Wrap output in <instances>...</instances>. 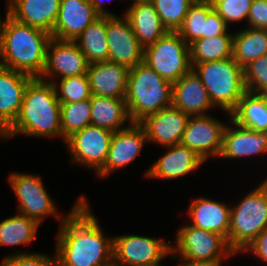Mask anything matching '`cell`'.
Masks as SVG:
<instances>
[{
	"mask_svg": "<svg viewBox=\"0 0 267 266\" xmlns=\"http://www.w3.org/2000/svg\"><path fill=\"white\" fill-rule=\"evenodd\" d=\"M85 197L80 195L60 224L56 266H113V237L105 236Z\"/></svg>",
	"mask_w": 267,
	"mask_h": 266,
	"instance_id": "1",
	"label": "cell"
},
{
	"mask_svg": "<svg viewBox=\"0 0 267 266\" xmlns=\"http://www.w3.org/2000/svg\"><path fill=\"white\" fill-rule=\"evenodd\" d=\"M19 134L63 140L61 103L53 83L39 78L28 83L18 117L0 137L8 141Z\"/></svg>",
	"mask_w": 267,
	"mask_h": 266,
	"instance_id": "2",
	"label": "cell"
},
{
	"mask_svg": "<svg viewBox=\"0 0 267 266\" xmlns=\"http://www.w3.org/2000/svg\"><path fill=\"white\" fill-rule=\"evenodd\" d=\"M51 34L14 20L6 14L2 28L0 66L39 78Z\"/></svg>",
	"mask_w": 267,
	"mask_h": 266,
	"instance_id": "3",
	"label": "cell"
},
{
	"mask_svg": "<svg viewBox=\"0 0 267 266\" xmlns=\"http://www.w3.org/2000/svg\"><path fill=\"white\" fill-rule=\"evenodd\" d=\"M172 84L146 63L129 69L125 103L132 123L172 105Z\"/></svg>",
	"mask_w": 267,
	"mask_h": 266,
	"instance_id": "4",
	"label": "cell"
},
{
	"mask_svg": "<svg viewBox=\"0 0 267 266\" xmlns=\"http://www.w3.org/2000/svg\"><path fill=\"white\" fill-rule=\"evenodd\" d=\"M192 69L200 77L213 106H219L231 118L246 92L243 68L231 57L199 63Z\"/></svg>",
	"mask_w": 267,
	"mask_h": 266,
	"instance_id": "5",
	"label": "cell"
},
{
	"mask_svg": "<svg viewBox=\"0 0 267 266\" xmlns=\"http://www.w3.org/2000/svg\"><path fill=\"white\" fill-rule=\"evenodd\" d=\"M267 228V178L230 208L228 246L237 254Z\"/></svg>",
	"mask_w": 267,
	"mask_h": 266,
	"instance_id": "6",
	"label": "cell"
},
{
	"mask_svg": "<svg viewBox=\"0 0 267 266\" xmlns=\"http://www.w3.org/2000/svg\"><path fill=\"white\" fill-rule=\"evenodd\" d=\"M235 254L220 234L189 224L178 229L175 244L171 245L172 261L219 260Z\"/></svg>",
	"mask_w": 267,
	"mask_h": 266,
	"instance_id": "7",
	"label": "cell"
},
{
	"mask_svg": "<svg viewBox=\"0 0 267 266\" xmlns=\"http://www.w3.org/2000/svg\"><path fill=\"white\" fill-rule=\"evenodd\" d=\"M143 62L171 84L192 69L189 45L171 31L144 48Z\"/></svg>",
	"mask_w": 267,
	"mask_h": 266,
	"instance_id": "8",
	"label": "cell"
},
{
	"mask_svg": "<svg viewBox=\"0 0 267 266\" xmlns=\"http://www.w3.org/2000/svg\"><path fill=\"white\" fill-rule=\"evenodd\" d=\"M8 176L10 186L19 201L18 213L35 219L39 224L47 216H53L60 224L66 219L68 214H59L40 175L13 172Z\"/></svg>",
	"mask_w": 267,
	"mask_h": 266,
	"instance_id": "9",
	"label": "cell"
},
{
	"mask_svg": "<svg viewBox=\"0 0 267 266\" xmlns=\"http://www.w3.org/2000/svg\"><path fill=\"white\" fill-rule=\"evenodd\" d=\"M171 244L161 238L141 235H118L113 237V266L161 264L171 256Z\"/></svg>",
	"mask_w": 267,
	"mask_h": 266,
	"instance_id": "10",
	"label": "cell"
},
{
	"mask_svg": "<svg viewBox=\"0 0 267 266\" xmlns=\"http://www.w3.org/2000/svg\"><path fill=\"white\" fill-rule=\"evenodd\" d=\"M114 132L88 125L65 140L71 162L93 169L96 173L105 163Z\"/></svg>",
	"mask_w": 267,
	"mask_h": 266,
	"instance_id": "11",
	"label": "cell"
},
{
	"mask_svg": "<svg viewBox=\"0 0 267 266\" xmlns=\"http://www.w3.org/2000/svg\"><path fill=\"white\" fill-rule=\"evenodd\" d=\"M88 67L86 56L74 41L52 37L47 46L45 66L39 79L53 83L59 77L61 79L86 74Z\"/></svg>",
	"mask_w": 267,
	"mask_h": 266,
	"instance_id": "12",
	"label": "cell"
},
{
	"mask_svg": "<svg viewBox=\"0 0 267 266\" xmlns=\"http://www.w3.org/2000/svg\"><path fill=\"white\" fill-rule=\"evenodd\" d=\"M227 124L207 115L190 116L181 144L193 150L201 159L219 157Z\"/></svg>",
	"mask_w": 267,
	"mask_h": 266,
	"instance_id": "13",
	"label": "cell"
},
{
	"mask_svg": "<svg viewBox=\"0 0 267 266\" xmlns=\"http://www.w3.org/2000/svg\"><path fill=\"white\" fill-rule=\"evenodd\" d=\"M106 35L109 48L108 61L134 68L143 62L144 48L124 15H107Z\"/></svg>",
	"mask_w": 267,
	"mask_h": 266,
	"instance_id": "14",
	"label": "cell"
},
{
	"mask_svg": "<svg viewBox=\"0 0 267 266\" xmlns=\"http://www.w3.org/2000/svg\"><path fill=\"white\" fill-rule=\"evenodd\" d=\"M147 142L144 128L139 123H130L123 130L113 133L104 165L96 177L107 178L115 170L127 167L140 154Z\"/></svg>",
	"mask_w": 267,
	"mask_h": 266,
	"instance_id": "15",
	"label": "cell"
},
{
	"mask_svg": "<svg viewBox=\"0 0 267 266\" xmlns=\"http://www.w3.org/2000/svg\"><path fill=\"white\" fill-rule=\"evenodd\" d=\"M190 115L173 105L146 116L139 124L144 128L147 142L160 146L180 144Z\"/></svg>",
	"mask_w": 267,
	"mask_h": 266,
	"instance_id": "16",
	"label": "cell"
},
{
	"mask_svg": "<svg viewBox=\"0 0 267 266\" xmlns=\"http://www.w3.org/2000/svg\"><path fill=\"white\" fill-rule=\"evenodd\" d=\"M100 14L90 0H60L57 20L51 36L74 41Z\"/></svg>",
	"mask_w": 267,
	"mask_h": 266,
	"instance_id": "17",
	"label": "cell"
},
{
	"mask_svg": "<svg viewBox=\"0 0 267 266\" xmlns=\"http://www.w3.org/2000/svg\"><path fill=\"white\" fill-rule=\"evenodd\" d=\"M33 77L0 66V136L19 115L25 89Z\"/></svg>",
	"mask_w": 267,
	"mask_h": 266,
	"instance_id": "18",
	"label": "cell"
},
{
	"mask_svg": "<svg viewBox=\"0 0 267 266\" xmlns=\"http://www.w3.org/2000/svg\"><path fill=\"white\" fill-rule=\"evenodd\" d=\"M224 131L222 150L218 158L238 159L267 153V132L251 130L232 119ZM261 154V155H259Z\"/></svg>",
	"mask_w": 267,
	"mask_h": 266,
	"instance_id": "19",
	"label": "cell"
},
{
	"mask_svg": "<svg viewBox=\"0 0 267 266\" xmlns=\"http://www.w3.org/2000/svg\"><path fill=\"white\" fill-rule=\"evenodd\" d=\"M167 152L159 157L150 168L145 171L147 178L153 179H177L185 177L195 169L204 164L201 159L193 150L181 143L166 146Z\"/></svg>",
	"mask_w": 267,
	"mask_h": 266,
	"instance_id": "20",
	"label": "cell"
},
{
	"mask_svg": "<svg viewBox=\"0 0 267 266\" xmlns=\"http://www.w3.org/2000/svg\"><path fill=\"white\" fill-rule=\"evenodd\" d=\"M7 13L14 20L52 33L60 0H8Z\"/></svg>",
	"mask_w": 267,
	"mask_h": 266,
	"instance_id": "21",
	"label": "cell"
},
{
	"mask_svg": "<svg viewBox=\"0 0 267 266\" xmlns=\"http://www.w3.org/2000/svg\"><path fill=\"white\" fill-rule=\"evenodd\" d=\"M172 105L190 115H207L214 108L200 77L191 69L172 84Z\"/></svg>",
	"mask_w": 267,
	"mask_h": 266,
	"instance_id": "22",
	"label": "cell"
},
{
	"mask_svg": "<svg viewBox=\"0 0 267 266\" xmlns=\"http://www.w3.org/2000/svg\"><path fill=\"white\" fill-rule=\"evenodd\" d=\"M129 69L115 62L89 64L87 77L92 95L125 99Z\"/></svg>",
	"mask_w": 267,
	"mask_h": 266,
	"instance_id": "23",
	"label": "cell"
},
{
	"mask_svg": "<svg viewBox=\"0 0 267 266\" xmlns=\"http://www.w3.org/2000/svg\"><path fill=\"white\" fill-rule=\"evenodd\" d=\"M230 206L206 197L195 198L187 211L190 225L223 236L228 243L230 228Z\"/></svg>",
	"mask_w": 267,
	"mask_h": 266,
	"instance_id": "24",
	"label": "cell"
},
{
	"mask_svg": "<svg viewBox=\"0 0 267 266\" xmlns=\"http://www.w3.org/2000/svg\"><path fill=\"white\" fill-rule=\"evenodd\" d=\"M124 15L130 21L132 30L143 48L154 44L168 32L151 1L132 3Z\"/></svg>",
	"mask_w": 267,
	"mask_h": 266,
	"instance_id": "25",
	"label": "cell"
},
{
	"mask_svg": "<svg viewBox=\"0 0 267 266\" xmlns=\"http://www.w3.org/2000/svg\"><path fill=\"white\" fill-rule=\"evenodd\" d=\"M91 104V125L116 132L127 128L125 123H132L125 99H117L92 95Z\"/></svg>",
	"mask_w": 267,
	"mask_h": 266,
	"instance_id": "26",
	"label": "cell"
},
{
	"mask_svg": "<svg viewBox=\"0 0 267 266\" xmlns=\"http://www.w3.org/2000/svg\"><path fill=\"white\" fill-rule=\"evenodd\" d=\"M231 119L238 125L260 132H267V95L246 91Z\"/></svg>",
	"mask_w": 267,
	"mask_h": 266,
	"instance_id": "27",
	"label": "cell"
},
{
	"mask_svg": "<svg viewBox=\"0 0 267 266\" xmlns=\"http://www.w3.org/2000/svg\"><path fill=\"white\" fill-rule=\"evenodd\" d=\"M264 55H267L266 29L246 27L234 32L232 57L242 68Z\"/></svg>",
	"mask_w": 267,
	"mask_h": 266,
	"instance_id": "28",
	"label": "cell"
},
{
	"mask_svg": "<svg viewBox=\"0 0 267 266\" xmlns=\"http://www.w3.org/2000/svg\"><path fill=\"white\" fill-rule=\"evenodd\" d=\"M107 15L98 17L75 40L89 64L108 61Z\"/></svg>",
	"mask_w": 267,
	"mask_h": 266,
	"instance_id": "29",
	"label": "cell"
},
{
	"mask_svg": "<svg viewBox=\"0 0 267 266\" xmlns=\"http://www.w3.org/2000/svg\"><path fill=\"white\" fill-rule=\"evenodd\" d=\"M234 33L212 38H199L189 44L190 62L196 64L231 58L233 56Z\"/></svg>",
	"mask_w": 267,
	"mask_h": 266,
	"instance_id": "30",
	"label": "cell"
},
{
	"mask_svg": "<svg viewBox=\"0 0 267 266\" xmlns=\"http://www.w3.org/2000/svg\"><path fill=\"white\" fill-rule=\"evenodd\" d=\"M39 224L35 219L17 213L0 222V246L29 245L36 237Z\"/></svg>",
	"mask_w": 267,
	"mask_h": 266,
	"instance_id": "31",
	"label": "cell"
},
{
	"mask_svg": "<svg viewBox=\"0 0 267 266\" xmlns=\"http://www.w3.org/2000/svg\"><path fill=\"white\" fill-rule=\"evenodd\" d=\"M212 9L210 0H196L188 9L183 24L177 30L188 45L196 39L205 38V20Z\"/></svg>",
	"mask_w": 267,
	"mask_h": 266,
	"instance_id": "32",
	"label": "cell"
},
{
	"mask_svg": "<svg viewBox=\"0 0 267 266\" xmlns=\"http://www.w3.org/2000/svg\"><path fill=\"white\" fill-rule=\"evenodd\" d=\"M91 124L90 99L61 103V128L63 141Z\"/></svg>",
	"mask_w": 267,
	"mask_h": 266,
	"instance_id": "33",
	"label": "cell"
},
{
	"mask_svg": "<svg viewBox=\"0 0 267 266\" xmlns=\"http://www.w3.org/2000/svg\"><path fill=\"white\" fill-rule=\"evenodd\" d=\"M155 6L163 26L171 32L177 30L183 24L188 9L196 0H151Z\"/></svg>",
	"mask_w": 267,
	"mask_h": 266,
	"instance_id": "34",
	"label": "cell"
},
{
	"mask_svg": "<svg viewBox=\"0 0 267 266\" xmlns=\"http://www.w3.org/2000/svg\"><path fill=\"white\" fill-rule=\"evenodd\" d=\"M59 80V84L57 81L53 84L60 103H73L91 98L92 93L87 74Z\"/></svg>",
	"mask_w": 267,
	"mask_h": 266,
	"instance_id": "35",
	"label": "cell"
},
{
	"mask_svg": "<svg viewBox=\"0 0 267 266\" xmlns=\"http://www.w3.org/2000/svg\"><path fill=\"white\" fill-rule=\"evenodd\" d=\"M243 72L246 91L267 95V55L251 61Z\"/></svg>",
	"mask_w": 267,
	"mask_h": 266,
	"instance_id": "36",
	"label": "cell"
},
{
	"mask_svg": "<svg viewBox=\"0 0 267 266\" xmlns=\"http://www.w3.org/2000/svg\"><path fill=\"white\" fill-rule=\"evenodd\" d=\"M213 9L228 25L231 22H241L249 14L253 0H210Z\"/></svg>",
	"mask_w": 267,
	"mask_h": 266,
	"instance_id": "37",
	"label": "cell"
},
{
	"mask_svg": "<svg viewBox=\"0 0 267 266\" xmlns=\"http://www.w3.org/2000/svg\"><path fill=\"white\" fill-rule=\"evenodd\" d=\"M50 257L43 253L15 252L5 256L1 266H56V255Z\"/></svg>",
	"mask_w": 267,
	"mask_h": 266,
	"instance_id": "38",
	"label": "cell"
},
{
	"mask_svg": "<svg viewBox=\"0 0 267 266\" xmlns=\"http://www.w3.org/2000/svg\"><path fill=\"white\" fill-rule=\"evenodd\" d=\"M247 23V27L267 30V0H253Z\"/></svg>",
	"mask_w": 267,
	"mask_h": 266,
	"instance_id": "39",
	"label": "cell"
},
{
	"mask_svg": "<svg viewBox=\"0 0 267 266\" xmlns=\"http://www.w3.org/2000/svg\"><path fill=\"white\" fill-rule=\"evenodd\" d=\"M229 26L219 16V14L212 9L205 20V38H212L218 35H223L228 32Z\"/></svg>",
	"mask_w": 267,
	"mask_h": 266,
	"instance_id": "40",
	"label": "cell"
},
{
	"mask_svg": "<svg viewBox=\"0 0 267 266\" xmlns=\"http://www.w3.org/2000/svg\"><path fill=\"white\" fill-rule=\"evenodd\" d=\"M242 252L252 253L259 261L267 263V228L264 229Z\"/></svg>",
	"mask_w": 267,
	"mask_h": 266,
	"instance_id": "41",
	"label": "cell"
},
{
	"mask_svg": "<svg viewBox=\"0 0 267 266\" xmlns=\"http://www.w3.org/2000/svg\"><path fill=\"white\" fill-rule=\"evenodd\" d=\"M223 260L181 261L177 266H222Z\"/></svg>",
	"mask_w": 267,
	"mask_h": 266,
	"instance_id": "42",
	"label": "cell"
},
{
	"mask_svg": "<svg viewBox=\"0 0 267 266\" xmlns=\"http://www.w3.org/2000/svg\"><path fill=\"white\" fill-rule=\"evenodd\" d=\"M90 1H91L92 5L94 6V9L100 14V16L116 15V14L106 10L103 0H90ZM109 1L111 2V0H109Z\"/></svg>",
	"mask_w": 267,
	"mask_h": 266,
	"instance_id": "43",
	"label": "cell"
},
{
	"mask_svg": "<svg viewBox=\"0 0 267 266\" xmlns=\"http://www.w3.org/2000/svg\"><path fill=\"white\" fill-rule=\"evenodd\" d=\"M5 20H1L0 18V47H1V37H2V28Z\"/></svg>",
	"mask_w": 267,
	"mask_h": 266,
	"instance_id": "44",
	"label": "cell"
},
{
	"mask_svg": "<svg viewBox=\"0 0 267 266\" xmlns=\"http://www.w3.org/2000/svg\"><path fill=\"white\" fill-rule=\"evenodd\" d=\"M132 266H161V264H154V265L139 264V265H132Z\"/></svg>",
	"mask_w": 267,
	"mask_h": 266,
	"instance_id": "45",
	"label": "cell"
},
{
	"mask_svg": "<svg viewBox=\"0 0 267 266\" xmlns=\"http://www.w3.org/2000/svg\"><path fill=\"white\" fill-rule=\"evenodd\" d=\"M149 1H151V0H133L132 2L136 3V2H149Z\"/></svg>",
	"mask_w": 267,
	"mask_h": 266,
	"instance_id": "46",
	"label": "cell"
}]
</instances>
